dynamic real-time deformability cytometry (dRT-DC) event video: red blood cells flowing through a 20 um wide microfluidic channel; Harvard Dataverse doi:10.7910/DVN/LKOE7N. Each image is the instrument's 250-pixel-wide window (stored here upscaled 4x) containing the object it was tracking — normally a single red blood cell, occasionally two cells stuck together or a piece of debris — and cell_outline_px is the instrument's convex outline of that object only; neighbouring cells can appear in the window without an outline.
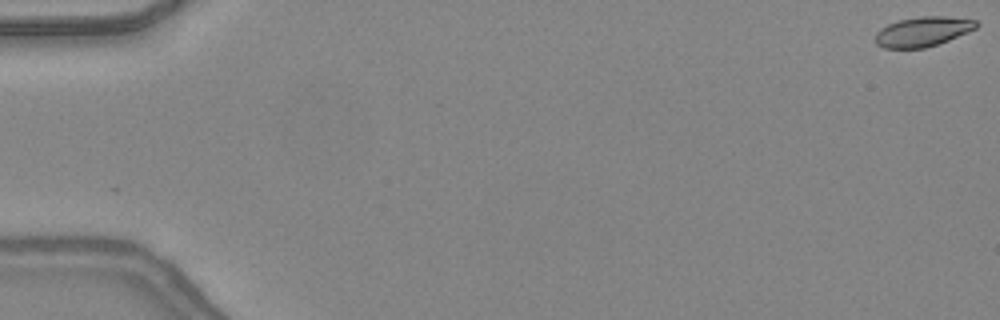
{"species": "common noctule bat (a hibernating species)", "species_latin": "Nyctalus noctula", "temperature_condition": "warm", "stored_images_in_passage": 48, "camera_frame_rate_fps": 3000, "um_per_image_px": 0.085, "animal": {"sex": "female", "body_mass_g": 24.6, "forearm_length_mm": 56.2}, "frame": {"image": 1, "passage_image": 1, "time_ms": 0.0, "image_size_px": [1000, 320], "cell_outline_px": [[980, 24], [976, 28], [968, 32], [948, 40], [924, 48], [884, 48], [876, 44], [876, 32], [880, 28], [888, 24], [900, 20], [920, 16], [944, 16], [976, 20]], "centroid_in_image_um": [78.44, 2.68], "position_along_channel_um": 6.6, "area_um2": 17.4}}
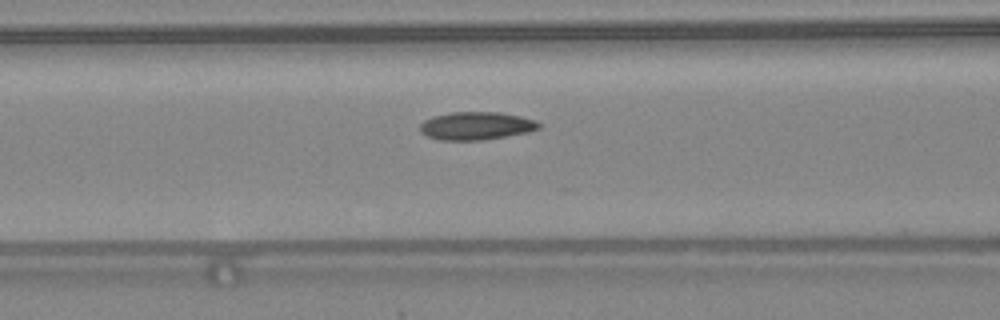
{"frame": {"image": 2, "passage_image": 21, "time_ms": 6.667, "image_size_px": [1000, 320], "cell_outline_px": [[540, 128], [528, 132], [484, 140], [440, 140], [428, 136], [420, 132], [420, 124], [424, 120], [432, 116], [452, 112], [500, 112], [520, 116], [536, 120], [540, 124]], "centroid_in_image_um": [40.47, 10.69], "position_along_channel_um": 126.1, "area_um2": 19.42}}
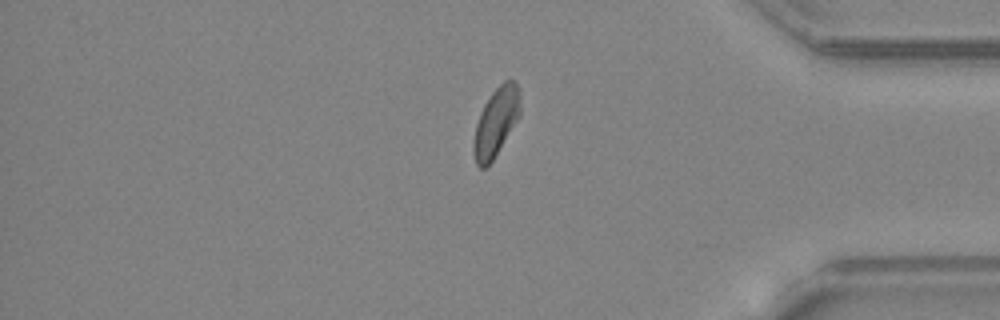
{"frame": {"image": 3, "passage_image": 41, "time_ms": 13.333, "image_size_px": [1000, 320], "cell_outline_px": [[520, 116], [488, 168], [480, 168], [476, 164], [472, 152], [472, 144], [476, 124], [480, 112], [484, 104], [492, 92], [504, 80], [516, 80], [520, 88]], "centroid_in_image_um": [42.16, 10.38], "position_along_channel_um": 393.0, "area_um2": 19.02}, "authors_computed_cell_mechanics": {"area_um2": 18.7561, "velocity_mm_per_s": 4.3642, "shape_relaxation_time_tau1_ms": 4.1682, "shape_relaxation_time_tau2_ms": 2.7561, "deformation_change_tau1": 0.1292, "deformation_change_tau2": 0.0867}}